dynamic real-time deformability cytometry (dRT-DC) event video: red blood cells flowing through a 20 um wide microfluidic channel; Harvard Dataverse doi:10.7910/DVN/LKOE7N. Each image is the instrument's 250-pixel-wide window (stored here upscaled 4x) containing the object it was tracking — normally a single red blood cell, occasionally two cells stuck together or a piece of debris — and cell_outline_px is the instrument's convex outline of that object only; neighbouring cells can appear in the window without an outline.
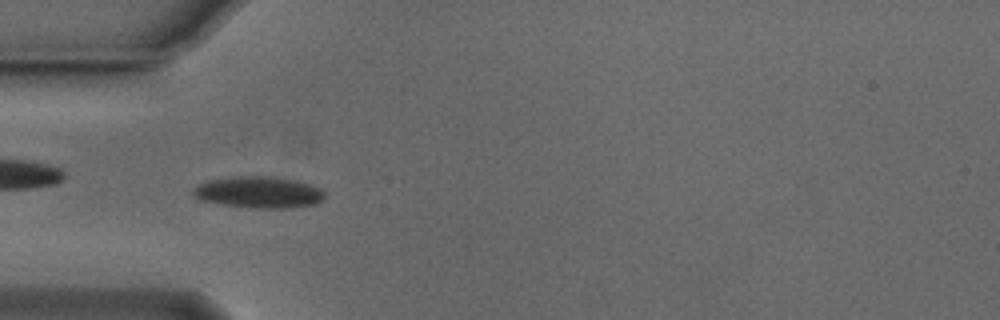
{"species": "Egyptian fruit bat (a non-hibernating species)", "species_latin": "Rousettus aegyptiacus", "temperature_condition": "cold", "stored_images_in_passage": 40, "camera_frame_rate_fps": 3000, "um_per_image_px": 0.085, "animal": {"sex": "male"}, "frame": {"image": 1, "passage_image": 3, "time_ms": 0.667, "image_size_px": [1000, 320], "cell_outline_px": [[324, 200], [316, 204], [292, 208], [256, 208], [220, 204], [200, 200], [192, 196], [192, 188], [208, 180], [240, 176], [276, 176], [296, 180], [320, 188], [324, 192]], "centroid_in_image_um": [22.0, 16.34], "position_along_channel_um": 63.0, "area_um2": 24.39}}
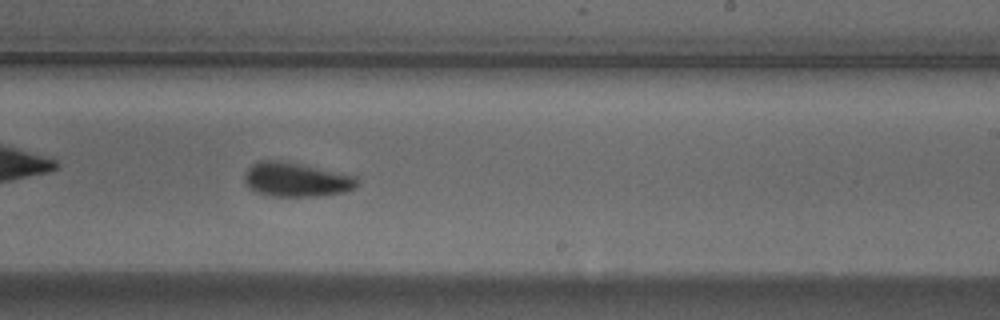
{"frame": {"image": 2, "passage_image": 19, "time_ms": 6.0, "image_size_px": [1000, 320], "cell_outline_px": [[360, 184], [356, 188], [344, 192], [316, 196], [272, 196], [256, 192], [244, 184], [244, 176], [248, 168], [256, 160], [280, 160], [356, 176]], "centroid_in_image_um": [25.16, 15.27], "position_along_channel_um": 263.8, "area_um2": 22.48}}
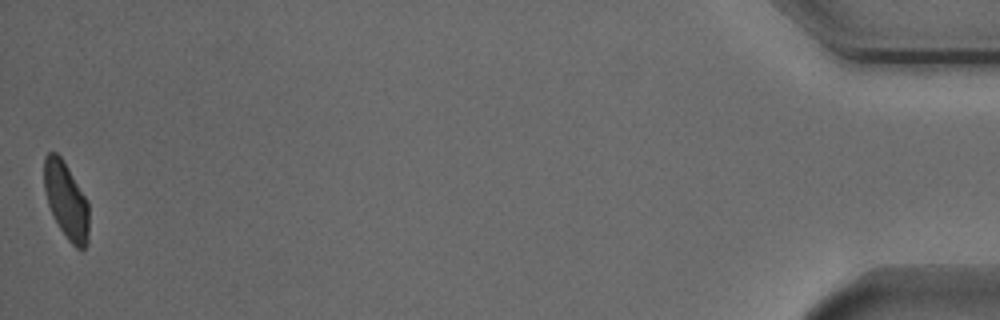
{"frame": {"image": 3, "passage_image": 40, "time_ms": 13.0, "image_size_px": [1000, 320], "cell_outline_px": [[88, 244], [80, 252], [68, 240], [60, 228], [48, 204], [44, 188], [44, 156], [48, 152], [56, 152], [60, 156], [88, 200]], "centroid_in_image_um": [5.63, 17.06], "position_along_channel_um": 429.6, "area_um2": 19.88}, "authors_computed_cell_mechanics": {"area_um2": 22.1952, "velocity_mm_per_s": 3.7928, "shape_relaxation_time_tau1_ms": 3.4228, "shape_relaxation_time_tau2_ms": 1.9419, "deformation_change_tau1": 0.1079, "deformation_change_tau2": 0.0674}}